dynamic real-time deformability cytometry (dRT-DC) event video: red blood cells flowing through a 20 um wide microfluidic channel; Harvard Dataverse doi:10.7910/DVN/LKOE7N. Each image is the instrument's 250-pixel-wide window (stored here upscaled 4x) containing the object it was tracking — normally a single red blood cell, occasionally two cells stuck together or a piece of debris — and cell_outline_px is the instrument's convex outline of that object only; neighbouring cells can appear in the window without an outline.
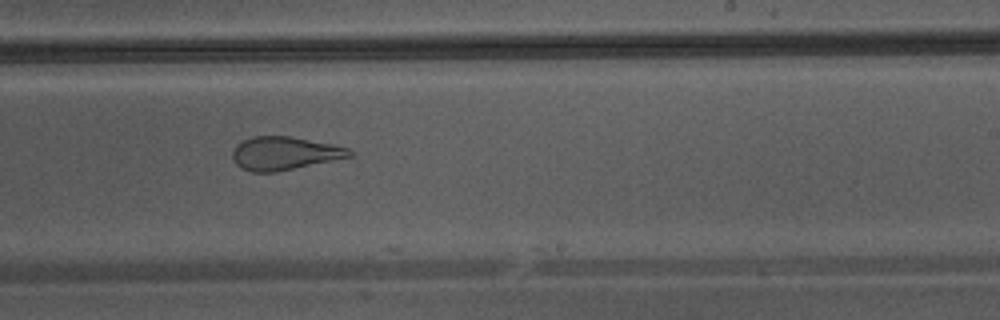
{"species": "Egyptian fruit bat (a non-hibernating species)", "species_latin": "Rousettus aegyptiacus", "temperature_condition": "warm", "stored_images_in_passage": 31, "camera_frame_rate_fps": 3000, "um_per_image_px": 0.085, "animal": {"sex": "male"}, "frame": {"image": 1, "passage_image": 14, "time_ms": 4.333, "image_size_px": [1000, 320], "cell_outline_px": [[356, 152], [352, 156], [276, 172], [252, 172], [240, 168], [236, 164], [232, 156], [232, 152], [236, 144], [252, 136], [292, 136], [332, 144], [348, 148]], "centroid_in_image_um": [24.17, 13.03], "position_along_channel_um": 264.8, "area_um2": 22.72}}